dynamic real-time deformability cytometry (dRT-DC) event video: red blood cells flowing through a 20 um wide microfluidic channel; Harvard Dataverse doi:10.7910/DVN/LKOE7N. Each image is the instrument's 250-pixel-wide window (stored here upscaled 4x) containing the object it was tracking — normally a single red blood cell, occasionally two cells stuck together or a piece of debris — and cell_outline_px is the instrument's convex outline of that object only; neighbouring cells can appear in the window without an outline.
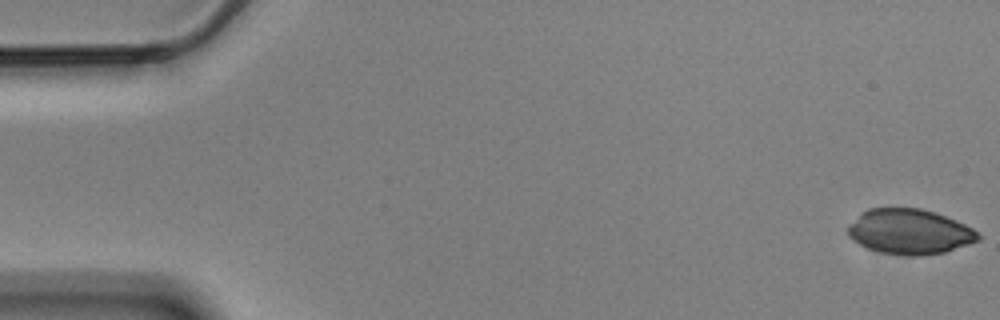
{"species": "Egyptian fruit bat (a non-hibernating species)", "species_latin": "Rousettus aegyptiacus", "temperature_condition": "cold", "stored_images_in_passage": 57, "camera_frame_rate_fps": 3000, "um_per_image_px": 0.085, "animal": {"sex": "male"}, "frame": {"image": 1, "passage_image": 1, "time_ms": 0.0, "image_size_px": [1000, 320], "cell_outline_px": [[980, 240], [944, 252], [916, 256], [908, 256], [880, 252], [868, 248], [852, 240], [848, 236], [848, 224], [860, 212], [868, 208], [920, 208], [956, 220], [972, 228], [980, 236]], "centroid_in_image_um": [77.27, 19.69], "position_along_channel_um": 7.7, "area_um2": 34.16}}
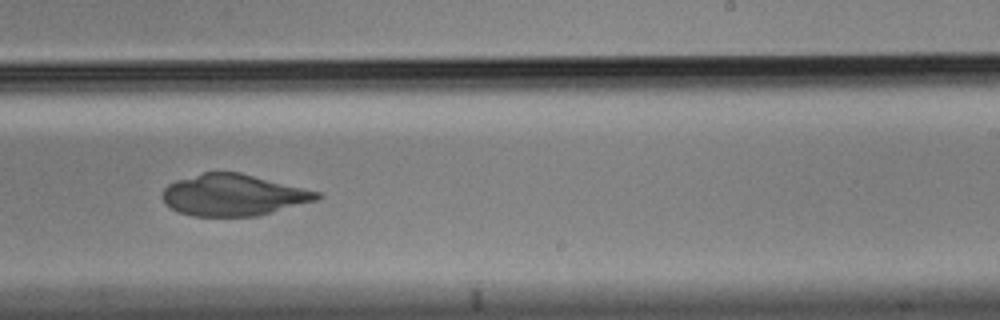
{"frame": {"image": 2, "passage_image": 35, "time_ms": 11.333, "image_size_px": [1000, 320], "cell_outline_px": [[324, 196], [316, 200], [272, 212], [256, 216], [192, 216], [180, 212], [172, 208], [164, 200], [164, 188], [168, 184], [176, 180], [204, 172], [240, 172], [320, 192]], "centroid_in_image_um": [19.86, 16.57], "position_along_channel_um": 269.1, "area_um2": 36.99}}